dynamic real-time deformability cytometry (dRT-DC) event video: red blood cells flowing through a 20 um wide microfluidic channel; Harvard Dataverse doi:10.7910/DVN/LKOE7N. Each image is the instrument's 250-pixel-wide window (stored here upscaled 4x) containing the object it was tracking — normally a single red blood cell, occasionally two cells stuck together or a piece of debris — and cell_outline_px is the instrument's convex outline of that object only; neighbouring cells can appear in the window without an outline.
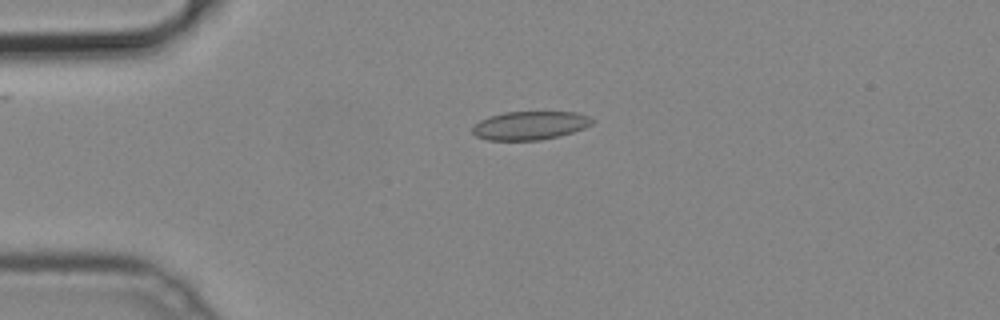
{"species": "common noctule bat (a hibernating species)", "species_latin": "Nyctalus noctula", "temperature_condition": "cold", "stored_images_in_passage": 51, "camera_frame_rate_fps": 3000, "um_per_image_px": 0.085, "animal": {"sex": "male", "body_mass_g": 19.2, "forearm_length_mm": 51.8}, "frame": {"image": 1, "passage_image": 12, "time_ms": 3.667, "image_size_px": [1000, 320], "cell_outline_px": [[596, 120], [592, 124], [584, 128], [572, 132], [540, 140], [488, 140], [476, 136], [472, 132], [472, 124], [488, 116], [504, 112], [576, 112], [588, 116]], "centroid_in_image_um": [45.02, 10.66], "position_along_channel_um": 40.0, "area_um2": 19.94}}
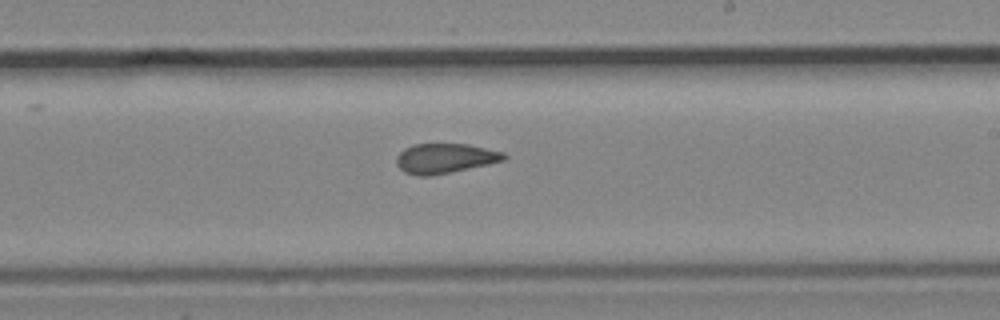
{"frame": {"image": 2, "passage_image": 30, "time_ms": 9.667, "image_size_px": [1000, 320], "cell_outline_px": [[508, 156], [504, 160], [488, 164], [432, 176], [416, 176], [404, 172], [396, 164], [396, 156], [404, 148], [412, 144], [468, 144], [504, 152]], "centroid_in_image_um": [37.8, 13.46], "position_along_channel_um": 251.2, "area_um2": 18.79}}
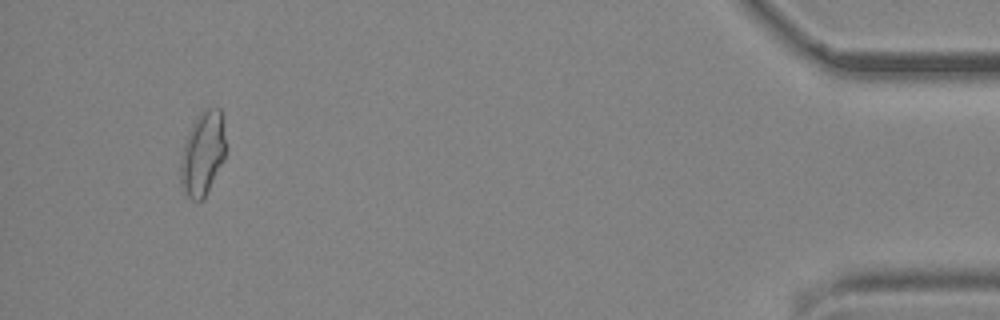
{"frame": {"image": 3, "passage_image": 48, "time_ms": 15.667, "image_size_px": [1000, 320], "cell_outline_px": [[224, 160], [204, 200], [192, 200], [188, 196], [180, 184], [180, 160], [184, 144], [188, 132], [196, 116], [204, 108], [220, 108], [224, 140]], "centroid_in_image_um": [17.2, 13.08], "position_along_channel_um": 418.0, "area_um2": 21.96}}